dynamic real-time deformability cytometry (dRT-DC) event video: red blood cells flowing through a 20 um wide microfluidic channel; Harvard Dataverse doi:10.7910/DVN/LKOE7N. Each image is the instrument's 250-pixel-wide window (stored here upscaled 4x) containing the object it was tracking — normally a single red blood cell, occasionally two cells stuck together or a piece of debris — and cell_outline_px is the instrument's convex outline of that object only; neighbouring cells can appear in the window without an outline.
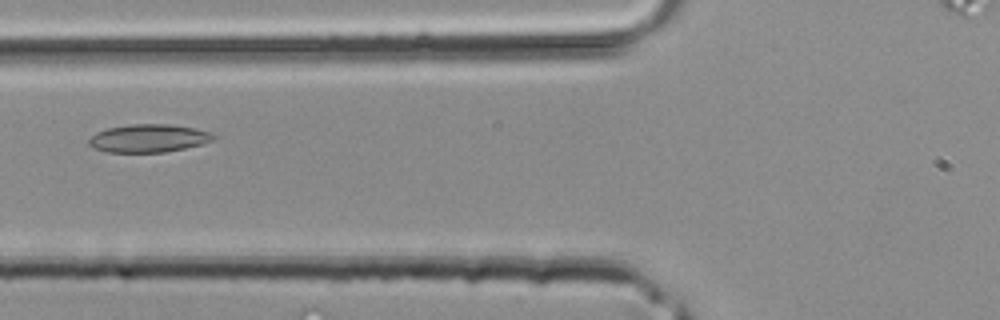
{"species": "common noctule bat (a hibernating species)", "species_latin": "Nyctalus noctula", "temperature_condition": "room temperature", "stored_images_in_passage": 2, "camera_frame_rate_fps": 3000, "um_per_image_px": 0.085, "animal": {"sex": "male", "body_mass_g": 20.4}, "frame": {"image": 1, "passage_image": 2, "time_ms": 0.333, "image_size_px": [1000, 320], "cell_outline_px": [[216, 140], [204, 144], [164, 152], [108, 152], [92, 148], [88, 144], [88, 140], [96, 132], [108, 128], [132, 124], [168, 124], [192, 128], [208, 132], [216, 136]], "centroid_in_image_um": [12.62, 11.76], "position_along_channel_um": 113.2, "area_um2": 20.29}}